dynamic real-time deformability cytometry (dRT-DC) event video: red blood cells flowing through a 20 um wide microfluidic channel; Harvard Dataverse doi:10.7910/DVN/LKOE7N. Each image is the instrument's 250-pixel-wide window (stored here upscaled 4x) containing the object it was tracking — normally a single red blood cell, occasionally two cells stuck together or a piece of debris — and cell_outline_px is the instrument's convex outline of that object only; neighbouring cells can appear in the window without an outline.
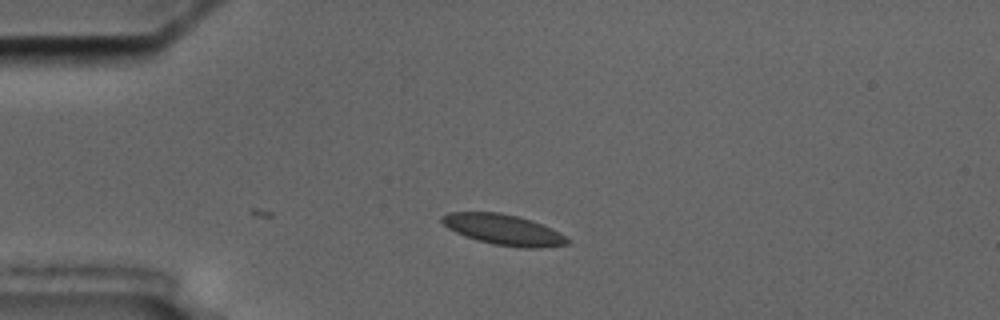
{"species": "common noctule bat (a hibernating species)", "species_latin": "Nyctalus noctula", "temperature_condition": "cold", "stored_images_in_passage": 9, "camera_frame_rate_fps": 3000, "um_per_image_px": 0.085, "animal": {"sex": "male", "body_mass_g": 17.5, "forearm_length_mm": 52.3}, "frame": {"image": 1, "passage_image": 9, "time_ms": 2.667, "image_size_px": [1000, 320], "cell_outline_px": [[568, 244], [544, 248], [520, 248], [492, 244], [476, 240], [464, 236], [448, 228], [440, 220], [440, 216], [448, 212], [500, 212], [532, 220], [564, 236], [568, 240]], "centroid_in_image_um": [42.73, 19.53], "position_along_channel_um": 42.3, "area_um2": 22.25}}